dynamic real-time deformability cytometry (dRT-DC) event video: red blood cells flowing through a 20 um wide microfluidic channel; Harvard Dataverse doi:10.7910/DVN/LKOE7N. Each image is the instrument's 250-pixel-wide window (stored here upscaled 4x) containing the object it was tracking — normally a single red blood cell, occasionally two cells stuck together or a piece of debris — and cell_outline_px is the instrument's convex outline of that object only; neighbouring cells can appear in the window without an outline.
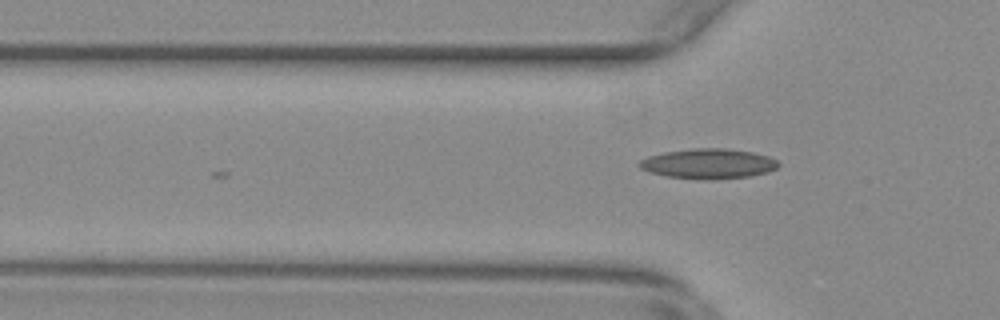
{"species": "common noctule bat (a hibernating species)", "species_latin": "Nyctalus noctula", "temperature_condition": "warm", "stored_images_in_passage": 8, "camera_frame_rate_fps": 3000, "um_per_image_px": 0.085, "animal": {"sex": "female", "body_mass_g": 29.2, "forearm_length_mm": 56.3}, "frame": {"image": 1, "passage_image": 8, "time_ms": 2.333, "image_size_px": [1000, 320], "cell_outline_px": [[780, 164], [776, 168], [768, 172], [752, 176], [668, 176], [648, 172], [640, 168], [640, 160], [648, 156], [664, 152], [692, 148], [724, 148], [752, 152], [768, 156], [776, 160]], "centroid_in_image_um": [60.22, 13.85], "position_along_channel_um": 65.6, "area_um2": 23.06}}